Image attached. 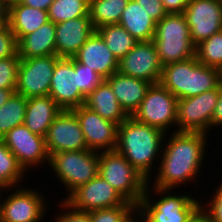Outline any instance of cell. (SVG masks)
I'll return each instance as SVG.
<instances>
[{"label":"cell","mask_w":222,"mask_h":222,"mask_svg":"<svg viewBox=\"0 0 222 222\" xmlns=\"http://www.w3.org/2000/svg\"><path fill=\"white\" fill-rule=\"evenodd\" d=\"M1 140L16 156L19 165L26 173L31 171L29 169L31 167L38 168L43 167L45 163L49 164L45 137L32 133L24 124L14 127Z\"/></svg>","instance_id":"cell-11"},{"label":"cell","mask_w":222,"mask_h":222,"mask_svg":"<svg viewBox=\"0 0 222 222\" xmlns=\"http://www.w3.org/2000/svg\"><path fill=\"white\" fill-rule=\"evenodd\" d=\"M54 176L65 187L67 196L99 174V152L93 150L63 151L51 154L49 164ZM62 182V183H61Z\"/></svg>","instance_id":"cell-6"},{"label":"cell","mask_w":222,"mask_h":222,"mask_svg":"<svg viewBox=\"0 0 222 222\" xmlns=\"http://www.w3.org/2000/svg\"><path fill=\"white\" fill-rule=\"evenodd\" d=\"M17 53L20 60L56 55L55 23L49 20L33 33L21 37L17 41Z\"/></svg>","instance_id":"cell-22"},{"label":"cell","mask_w":222,"mask_h":222,"mask_svg":"<svg viewBox=\"0 0 222 222\" xmlns=\"http://www.w3.org/2000/svg\"><path fill=\"white\" fill-rule=\"evenodd\" d=\"M183 14L195 46L222 30L221 0H189Z\"/></svg>","instance_id":"cell-13"},{"label":"cell","mask_w":222,"mask_h":222,"mask_svg":"<svg viewBox=\"0 0 222 222\" xmlns=\"http://www.w3.org/2000/svg\"><path fill=\"white\" fill-rule=\"evenodd\" d=\"M83 16H89V0H54L48 9L55 24Z\"/></svg>","instance_id":"cell-32"},{"label":"cell","mask_w":222,"mask_h":222,"mask_svg":"<svg viewBox=\"0 0 222 222\" xmlns=\"http://www.w3.org/2000/svg\"><path fill=\"white\" fill-rule=\"evenodd\" d=\"M26 108L27 99L16 93L0 107V140L14 127L24 124Z\"/></svg>","instance_id":"cell-31"},{"label":"cell","mask_w":222,"mask_h":222,"mask_svg":"<svg viewBox=\"0 0 222 222\" xmlns=\"http://www.w3.org/2000/svg\"><path fill=\"white\" fill-rule=\"evenodd\" d=\"M19 1L26 6L48 11L50 5L54 0H19Z\"/></svg>","instance_id":"cell-43"},{"label":"cell","mask_w":222,"mask_h":222,"mask_svg":"<svg viewBox=\"0 0 222 222\" xmlns=\"http://www.w3.org/2000/svg\"><path fill=\"white\" fill-rule=\"evenodd\" d=\"M177 101L178 99L160 83L151 84L132 117L140 123L169 133L172 126L176 127Z\"/></svg>","instance_id":"cell-7"},{"label":"cell","mask_w":222,"mask_h":222,"mask_svg":"<svg viewBox=\"0 0 222 222\" xmlns=\"http://www.w3.org/2000/svg\"><path fill=\"white\" fill-rule=\"evenodd\" d=\"M60 206V210L63 212L57 214L55 216L56 219L55 222H90V217L88 212L78 211L73 209L68 203H66L64 200L59 202L58 204Z\"/></svg>","instance_id":"cell-38"},{"label":"cell","mask_w":222,"mask_h":222,"mask_svg":"<svg viewBox=\"0 0 222 222\" xmlns=\"http://www.w3.org/2000/svg\"><path fill=\"white\" fill-rule=\"evenodd\" d=\"M26 174L16 156L0 140V188L7 192V190L21 186L20 183Z\"/></svg>","instance_id":"cell-30"},{"label":"cell","mask_w":222,"mask_h":222,"mask_svg":"<svg viewBox=\"0 0 222 222\" xmlns=\"http://www.w3.org/2000/svg\"><path fill=\"white\" fill-rule=\"evenodd\" d=\"M7 8L9 28L14 33L16 41L49 21L48 11L26 6L20 1L10 3Z\"/></svg>","instance_id":"cell-23"},{"label":"cell","mask_w":222,"mask_h":222,"mask_svg":"<svg viewBox=\"0 0 222 222\" xmlns=\"http://www.w3.org/2000/svg\"><path fill=\"white\" fill-rule=\"evenodd\" d=\"M58 59L57 55H48L20 60L15 93L26 99L49 96L51 79Z\"/></svg>","instance_id":"cell-10"},{"label":"cell","mask_w":222,"mask_h":222,"mask_svg":"<svg viewBox=\"0 0 222 222\" xmlns=\"http://www.w3.org/2000/svg\"><path fill=\"white\" fill-rule=\"evenodd\" d=\"M165 136L166 133L161 129L140 123L129 116L118 125L115 150L122 154L141 175L151 181L154 173L152 168H156L155 164L159 163Z\"/></svg>","instance_id":"cell-2"},{"label":"cell","mask_w":222,"mask_h":222,"mask_svg":"<svg viewBox=\"0 0 222 222\" xmlns=\"http://www.w3.org/2000/svg\"><path fill=\"white\" fill-rule=\"evenodd\" d=\"M99 175L127 202L136 206L148 185V180L116 150L99 152Z\"/></svg>","instance_id":"cell-5"},{"label":"cell","mask_w":222,"mask_h":222,"mask_svg":"<svg viewBox=\"0 0 222 222\" xmlns=\"http://www.w3.org/2000/svg\"><path fill=\"white\" fill-rule=\"evenodd\" d=\"M167 14L184 13L189 0H161Z\"/></svg>","instance_id":"cell-41"},{"label":"cell","mask_w":222,"mask_h":222,"mask_svg":"<svg viewBox=\"0 0 222 222\" xmlns=\"http://www.w3.org/2000/svg\"><path fill=\"white\" fill-rule=\"evenodd\" d=\"M220 86L197 96L178 99L177 121L174 132H201L209 134L212 116L218 102Z\"/></svg>","instance_id":"cell-8"},{"label":"cell","mask_w":222,"mask_h":222,"mask_svg":"<svg viewBox=\"0 0 222 222\" xmlns=\"http://www.w3.org/2000/svg\"><path fill=\"white\" fill-rule=\"evenodd\" d=\"M188 222H209L207 216L202 210H200L190 221Z\"/></svg>","instance_id":"cell-46"},{"label":"cell","mask_w":222,"mask_h":222,"mask_svg":"<svg viewBox=\"0 0 222 222\" xmlns=\"http://www.w3.org/2000/svg\"><path fill=\"white\" fill-rule=\"evenodd\" d=\"M15 1H19V0H9V4Z\"/></svg>","instance_id":"cell-51"},{"label":"cell","mask_w":222,"mask_h":222,"mask_svg":"<svg viewBox=\"0 0 222 222\" xmlns=\"http://www.w3.org/2000/svg\"><path fill=\"white\" fill-rule=\"evenodd\" d=\"M9 27L8 12H0V33Z\"/></svg>","instance_id":"cell-45"},{"label":"cell","mask_w":222,"mask_h":222,"mask_svg":"<svg viewBox=\"0 0 222 222\" xmlns=\"http://www.w3.org/2000/svg\"><path fill=\"white\" fill-rule=\"evenodd\" d=\"M95 31L118 60L139 42L119 23L104 25Z\"/></svg>","instance_id":"cell-29"},{"label":"cell","mask_w":222,"mask_h":222,"mask_svg":"<svg viewBox=\"0 0 222 222\" xmlns=\"http://www.w3.org/2000/svg\"><path fill=\"white\" fill-rule=\"evenodd\" d=\"M150 186L147 185L144 196L137 206V213L142 222H188L201 210L202 201H198L199 199L192 197L190 193L183 192L181 196L180 193H174V189ZM151 192L157 195L151 196ZM152 197H156V200Z\"/></svg>","instance_id":"cell-3"},{"label":"cell","mask_w":222,"mask_h":222,"mask_svg":"<svg viewBox=\"0 0 222 222\" xmlns=\"http://www.w3.org/2000/svg\"><path fill=\"white\" fill-rule=\"evenodd\" d=\"M0 3H1L4 7H8V5H9V0H0Z\"/></svg>","instance_id":"cell-48"},{"label":"cell","mask_w":222,"mask_h":222,"mask_svg":"<svg viewBox=\"0 0 222 222\" xmlns=\"http://www.w3.org/2000/svg\"><path fill=\"white\" fill-rule=\"evenodd\" d=\"M17 52V41L14 33L8 27L0 33V59L13 56Z\"/></svg>","instance_id":"cell-39"},{"label":"cell","mask_w":222,"mask_h":222,"mask_svg":"<svg viewBox=\"0 0 222 222\" xmlns=\"http://www.w3.org/2000/svg\"><path fill=\"white\" fill-rule=\"evenodd\" d=\"M211 196L208 198L209 202H201V210L207 216L209 222H222V181L216 190L214 189Z\"/></svg>","instance_id":"cell-37"},{"label":"cell","mask_w":222,"mask_h":222,"mask_svg":"<svg viewBox=\"0 0 222 222\" xmlns=\"http://www.w3.org/2000/svg\"><path fill=\"white\" fill-rule=\"evenodd\" d=\"M16 89H0V107H2L9 98L15 93Z\"/></svg>","instance_id":"cell-44"},{"label":"cell","mask_w":222,"mask_h":222,"mask_svg":"<svg viewBox=\"0 0 222 222\" xmlns=\"http://www.w3.org/2000/svg\"><path fill=\"white\" fill-rule=\"evenodd\" d=\"M84 105L102 118L118 125L129 117L119 105L116 95L105 79L86 97Z\"/></svg>","instance_id":"cell-24"},{"label":"cell","mask_w":222,"mask_h":222,"mask_svg":"<svg viewBox=\"0 0 222 222\" xmlns=\"http://www.w3.org/2000/svg\"><path fill=\"white\" fill-rule=\"evenodd\" d=\"M162 69L163 66L153 40L139 41L118 61L120 74L142 79L152 84L159 83Z\"/></svg>","instance_id":"cell-14"},{"label":"cell","mask_w":222,"mask_h":222,"mask_svg":"<svg viewBox=\"0 0 222 222\" xmlns=\"http://www.w3.org/2000/svg\"><path fill=\"white\" fill-rule=\"evenodd\" d=\"M81 65H87L104 79L118 72V59L113 55L101 36L94 31L73 57Z\"/></svg>","instance_id":"cell-19"},{"label":"cell","mask_w":222,"mask_h":222,"mask_svg":"<svg viewBox=\"0 0 222 222\" xmlns=\"http://www.w3.org/2000/svg\"><path fill=\"white\" fill-rule=\"evenodd\" d=\"M82 129L89 150L102 152L115 150L118 124L102 118L85 105L72 109Z\"/></svg>","instance_id":"cell-15"},{"label":"cell","mask_w":222,"mask_h":222,"mask_svg":"<svg viewBox=\"0 0 222 222\" xmlns=\"http://www.w3.org/2000/svg\"><path fill=\"white\" fill-rule=\"evenodd\" d=\"M90 222H128L137 213L136 205H120L88 212Z\"/></svg>","instance_id":"cell-34"},{"label":"cell","mask_w":222,"mask_h":222,"mask_svg":"<svg viewBox=\"0 0 222 222\" xmlns=\"http://www.w3.org/2000/svg\"><path fill=\"white\" fill-rule=\"evenodd\" d=\"M119 24L137 41H152L156 22L134 0H130L121 15Z\"/></svg>","instance_id":"cell-25"},{"label":"cell","mask_w":222,"mask_h":222,"mask_svg":"<svg viewBox=\"0 0 222 222\" xmlns=\"http://www.w3.org/2000/svg\"><path fill=\"white\" fill-rule=\"evenodd\" d=\"M137 216H133L128 222H142L141 217L138 213H136ZM136 218V219H135ZM140 218V219H139Z\"/></svg>","instance_id":"cell-47"},{"label":"cell","mask_w":222,"mask_h":222,"mask_svg":"<svg viewBox=\"0 0 222 222\" xmlns=\"http://www.w3.org/2000/svg\"><path fill=\"white\" fill-rule=\"evenodd\" d=\"M221 85L220 70L209 67L190 58L189 97L217 89Z\"/></svg>","instance_id":"cell-27"},{"label":"cell","mask_w":222,"mask_h":222,"mask_svg":"<svg viewBox=\"0 0 222 222\" xmlns=\"http://www.w3.org/2000/svg\"><path fill=\"white\" fill-rule=\"evenodd\" d=\"M209 137L208 134L201 132L166 133L160 163L153 178L155 182L148 181V184L159 189L175 190L179 189L180 185L195 182L196 178H199V173L202 174L200 171L202 163L206 161V142Z\"/></svg>","instance_id":"cell-1"},{"label":"cell","mask_w":222,"mask_h":222,"mask_svg":"<svg viewBox=\"0 0 222 222\" xmlns=\"http://www.w3.org/2000/svg\"><path fill=\"white\" fill-rule=\"evenodd\" d=\"M49 96L62 110H72L85 104L86 97L78 88L74 58H59L56 61Z\"/></svg>","instance_id":"cell-16"},{"label":"cell","mask_w":222,"mask_h":222,"mask_svg":"<svg viewBox=\"0 0 222 222\" xmlns=\"http://www.w3.org/2000/svg\"><path fill=\"white\" fill-rule=\"evenodd\" d=\"M130 0H89V18L94 30L120 21Z\"/></svg>","instance_id":"cell-28"},{"label":"cell","mask_w":222,"mask_h":222,"mask_svg":"<svg viewBox=\"0 0 222 222\" xmlns=\"http://www.w3.org/2000/svg\"><path fill=\"white\" fill-rule=\"evenodd\" d=\"M20 58L13 56L0 59V89H16Z\"/></svg>","instance_id":"cell-35"},{"label":"cell","mask_w":222,"mask_h":222,"mask_svg":"<svg viewBox=\"0 0 222 222\" xmlns=\"http://www.w3.org/2000/svg\"><path fill=\"white\" fill-rule=\"evenodd\" d=\"M190 58L163 66L159 83L177 99L189 98Z\"/></svg>","instance_id":"cell-26"},{"label":"cell","mask_w":222,"mask_h":222,"mask_svg":"<svg viewBox=\"0 0 222 222\" xmlns=\"http://www.w3.org/2000/svg\"><path fill=\"white\" fill-rule=\"evenodd\" d=\"M217 126L222 127V84L220 85L218 102L212 116V127L217 129Z\"/></svg>","instance_id":"cell-42"},{"label":"cell","mask_w":222,"mask_h":222,"mask_svg":"<svg viewBox=\"0 0 222 222\" xmlns=\"http://www.w3.org/2000/svg\"><path fill=\"white\" fill-rule=\"evenodd\" d=\"M197 61L209 67L222 68V30L195 47Z\"/></svg>","instance_id":"cell-33"},{"label":"cell","mask_w":222,"mask_h":222,"mask_svg":"<svg viewBox=\"0 0 222 222\" xmlns=\"http://www.w3.org/2000/svg\"><path fill=\"white\" fill-rule=\"evenodd\" d=\"M64 201L73 209L83 212L120 205H134L127 202L99 174L73 191Z\"/></svg>","instance_id":"cell-12"},{"label":"cell","mask_w":222,"mask_h":222,"mask_svg":"<svg viewBox=\"0 0 222 222\" xmlns=\"http://www.w3.org/2000/svg\"><path fill=\"white\" fill-rule=\"evenodd\" d=\"M13 191L5 199L0 192V222H41L49 207L42 191L27 185Z\"/></svg>","instance_id":"cell-9"},{"label":"cell","mask_w":222,"mask_h":222,"mask_svg":"<svg viewBox=\"0 0 222 222\" xmlns=\"http://www.w3.org/2000/svg\"><path fill=\"white\" fill-rule=\"evenodd\" d=\"M0 12H8V8L4 7L1 3H0Z\"/></svg>","instance_id":"cell-49"},{"label":"cell","mask_w":222,"mask_h":222,"mask_svg":"<svg viewBox=\"0 0 222 222\" xmlns=\"http://www.w3.org/2000/svg\"><path fill=\"white\" fill-rule=\"evenodd\" d=\"M89 16L55 24V49L59 58H73L94 32Z\"/></svg>","instance_id":"cell-18"},{"label":"cell","mask_w":222,"mask_h":222,"mask_svg":"<svg viewBox=\"0 0 222 222\" xmlns=\"http://www.w3.org/2000/svg\"><path fill=\"white\" fill-rule=\"evenodd\" d=\"M61 111L50 96L28 98L24 125L32 133L45 137L48 128Z\"/></svg>","instance_id":"cell-21"},{"label":"cell","mask_w":222,"mask_h":222,"mask_svg":"<svg viewBox=\"0 0 222 222\" xmlns=\"http://www.w3.org/2000/svg\"><path fill=\"white\" fill-rule=\"evenodd\" d=\"M134 1L137 2L156 23H158L167 14L161 0Z\"/></svg>","instance_id":"cell-40"},{"label":"cell","mask_w":222,"mask_h":222,"mask_svg":"<svg viewBox=\"0 0 222 222\" xmlns=\"http://www.w3.org/2000/svg\"><path fill=\"white\" fill-rule=\"evenodd\" d=\"M49 156L63 151L87 150L79 121L72 110H62L53 120L45 136Z\"/></svg>","instance_id":"cell-17"},{"label":"cell","mask_w":222,"mask_h":222,"mask_svg":"<svg viewBox=\"0 0 222 222\" xmlns=\"http://www.w3.org/2000/svg\"><path fill=\"white\" fill-rule=\"evenodd\" d=\"M220 77H221V84H222V68L220 69Z\"/></svg>","instance_id":"cell-50"},{"label":"cell","mask_w":222,"mask_h":222,"mask_svg":"<svg viewBox=\"0 0 222 222\" xmlns=\"http://www.w3.org/2000/svg\"><path fill=\"white\" fill-rule=\"evenodd\" d=\"M105 80L109 83L119 105L128 116H132L139 108L152 84L142 79L122 75L119 72L113 73Z\"/></svg>","instance_id":"cell-20"},{"label":"cell","mask_w":222,"mask_h":222,"mask_svg":"<svg viewBox=\"0 0 222 222\" xmlns=\"http://www.w3.org/2000/svg\"><path fill=\"white\" fill-rule=\"evenodd\" d=\"M153 42L162 66L195 57V45L183 13L166 14L156 23Z\"/></svg>","instance_id":"cell-4"},{"label":"cell","mask_w":222,"mask_h":222,"mask_svg":"<svg viewBox=\"0 0 222 222\" xmlns=\"http://www.w3.org/2000/svg\"><path fill=\"white\" fill-rule=\"evenodd\" d=\"M75 72H78V88L87 97L104 78L87 65H81L75 60Z\"/></svg>","instance_id":"cell-36"}]
</instances>
